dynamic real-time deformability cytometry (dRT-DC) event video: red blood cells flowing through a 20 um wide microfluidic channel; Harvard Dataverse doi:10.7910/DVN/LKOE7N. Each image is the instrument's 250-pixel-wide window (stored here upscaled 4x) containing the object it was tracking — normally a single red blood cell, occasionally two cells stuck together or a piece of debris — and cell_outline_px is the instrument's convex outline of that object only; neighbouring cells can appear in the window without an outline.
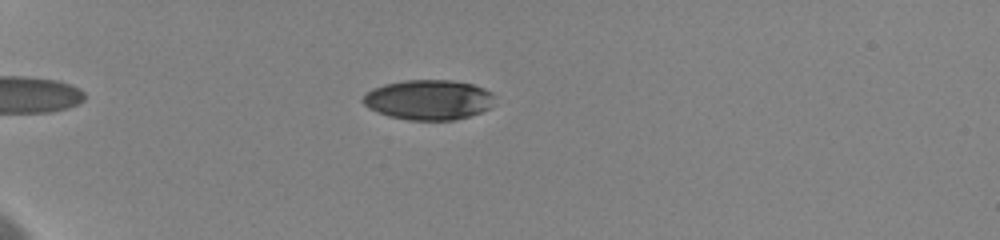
{"species": "human", "species_latin": "Homo sapiens", "temperature_condition": "cold", "stored_images_in_passage": 19, "camera_frame_rate_fps": 3000, "um_per_image_px": 0.085, "donor": {"sex": "female"}, "frame": {"image": 1, "passage_image": 9, "time_ms": 3.333, "image_size_px": [1000, 240], "cell_outline_px": [[496, 96], [488, 108], [480, 112], [456, 120], [408, 120], [388, 116], [368, 108], [360, 100], [372, 88], [384, 84], [404, 80], [452, 80], [472, 84], [484, 88], [492, 92]], "centroid_in_image_um": [36.42, 8.48], "position_along_channel_um": 48.6, "area_um2": 30.81}}